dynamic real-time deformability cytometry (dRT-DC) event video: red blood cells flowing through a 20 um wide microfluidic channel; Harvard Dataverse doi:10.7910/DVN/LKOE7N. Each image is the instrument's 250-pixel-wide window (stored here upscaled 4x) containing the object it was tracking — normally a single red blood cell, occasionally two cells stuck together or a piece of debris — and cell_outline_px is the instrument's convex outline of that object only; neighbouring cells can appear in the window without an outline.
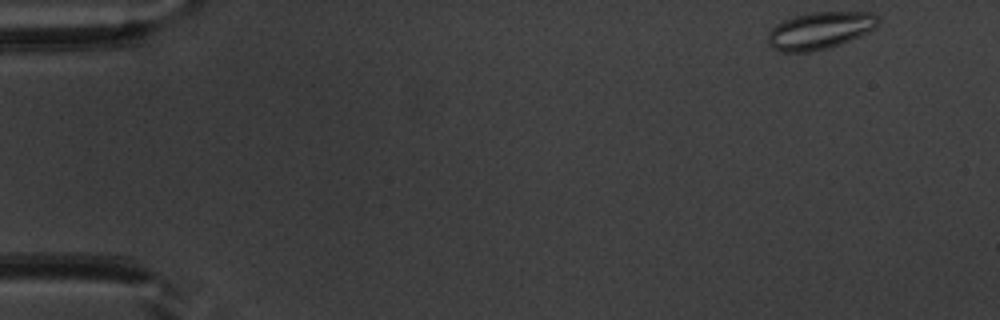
{"species": "common noctule bat (a hibernating species)", "species_latin": "Nyctalus noctula", "temperature_condition": "warm", "stored_images_in_passage": 49, "camera_frame_rate_fps": 3000, "um_per_image_px": 0.085, "animal": {"sex": "male", "body_mass_g": 20.1, "forearm_length_mm": 53.5}, "frame": {"image": 1, "passage_image": 1, "time_ms": 0.0, "image_size_px": [1000, 320], "cell_outline_px": [[880, 24], [876, 28], [860, 36], [840, 44], [828, 48], [812, 52], [780, 52], [772, 48], [768, 44], [768, 32], [776, 24], [784, 20], [808, 12], [872, 12], [880, 20]], "centroid_in_image_um": [69.7, 2.6], "position_along_channel_um": 15.3, "area_um2": 24.1}}
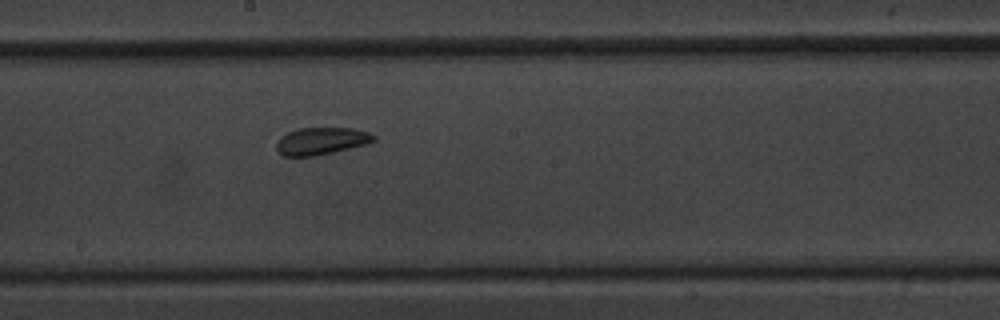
{"frame": {"image": 2, "passage_image": 26, "time_ms": 8.333, "image_size_px": [1000, 320], "cell_outline_px": [[376, 140], [368, 144], [316, 156], [284, 156], [276, 152], [276, 144], [280, 136], [296, 128], [352, 128], [372, 132], [376, 136]], "centroid_in_image_um": [27.32, 11.98], "position_along_channel_um": 220.9, "area_um2": 15.78}}
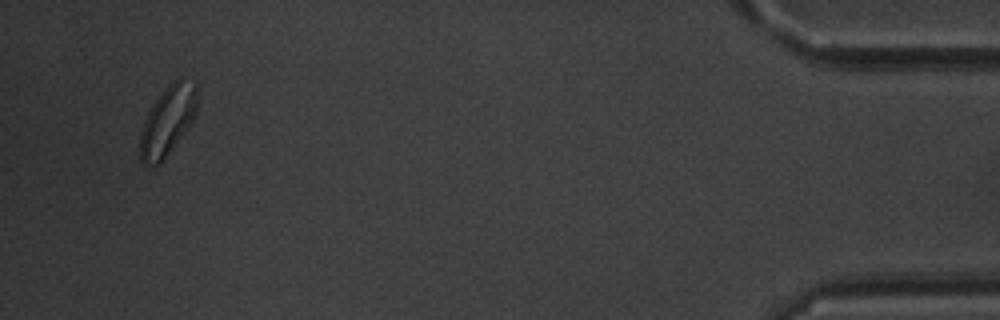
{"frame": {"image": 3, "passage_image": 47, "time_ms": 15.333, "image_size_px": [1000, 320], "cell_outline_px": [[196, 112], [188, 128], [160, 164], [144, 164], [140, 160], [140, 132], [144, 120], [152, 104], [164, 88], [168, 84], [180, 76], [196, 84]], "centroid_in_image_um": [14.24, 10.23], "position_along_channel_um": 421.0, "area_um2": 23.0}, "authors_computed_cell_mechanics": {"area_um2": 17.4556, "velocity_mm_per_s": 3.9013, "shape_relaxation_time_tau1_ms": null, "shape_relaxation_time_tau2_ms": 1.439, "deformation_change_tau1": null, "deformation_change_tau2": 0.068}}